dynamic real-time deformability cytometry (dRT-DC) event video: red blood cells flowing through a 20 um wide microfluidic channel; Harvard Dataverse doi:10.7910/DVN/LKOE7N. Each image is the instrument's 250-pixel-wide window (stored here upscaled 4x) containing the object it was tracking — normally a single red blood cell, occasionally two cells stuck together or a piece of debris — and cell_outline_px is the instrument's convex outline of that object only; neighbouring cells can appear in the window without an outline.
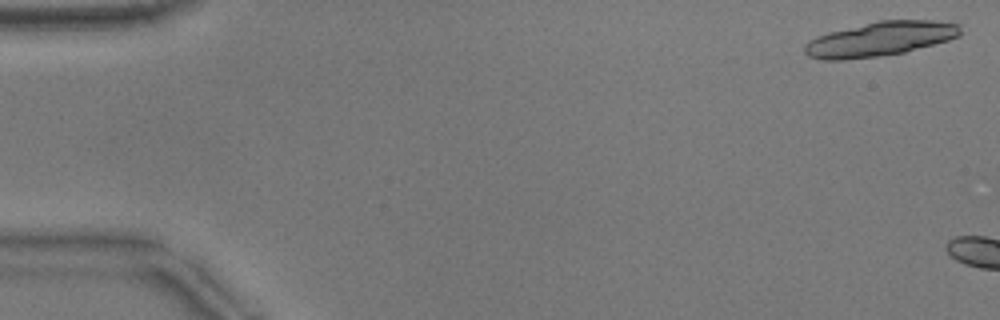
{"species": "common noctule bat (a hibernating species)", "species_latin": "Nyctalus noctula", "temperature_condition": "warm", "stored_images_in_passage": 6, "camera_frame_rate_fps": 3000, "um_per_image_px": 0.085, "animal": {"sex": "male", "body_mass_g": 17.9}, "frame": {"image": 1, "passage_image": 2, "time_ms": 0.333, "image_size_px": [1000, 320], "cell_outline_px": [[960, 36], [948, 40], [904, 52], [880, 56], [844, 60], [824, 60], [808, 56], [804, 52], [804, 44], [816, 36], [828, 32], [880, 20], [932, 20], [960, 24]], "centroid_in_image_um": [74.78, 3.32], "position_along_channel_um": 10.2, "area_um2": 31.15}}